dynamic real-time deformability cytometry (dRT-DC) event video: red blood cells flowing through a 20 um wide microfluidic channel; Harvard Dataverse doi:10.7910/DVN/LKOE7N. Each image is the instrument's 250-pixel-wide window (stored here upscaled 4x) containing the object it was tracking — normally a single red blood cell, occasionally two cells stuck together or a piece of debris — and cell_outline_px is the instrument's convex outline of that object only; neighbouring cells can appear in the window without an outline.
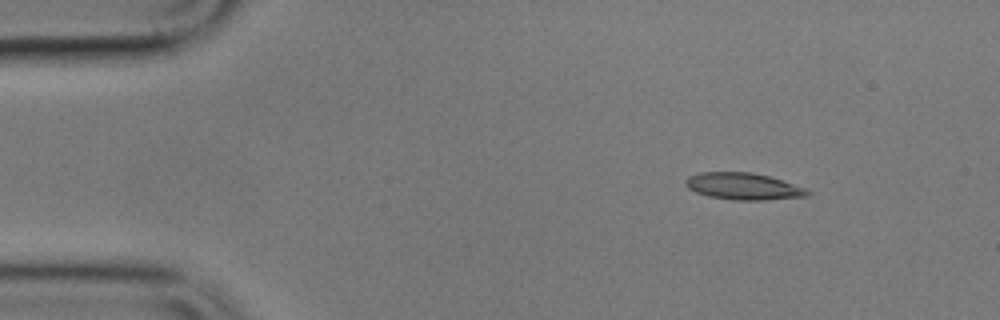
{"species": "common noctule bat (a hibernating species)", "species_latin": "Nyctalus noctula", "temperature_condition": "cold", "stored_images_in_passage": 4, "camera_frame_rate_fps": 3000, "um_per_image_px": 0.085, "animal": {"sex": "male", "body_mass_g": 17.9}, "frame": {"image": 1, "passage_image": 1, "time_ms": 0.0, "image_size_px": [1000, 320], "cell_outline_px": [[812, 192], [808, 196], [764, 200], [736, 200], [708, 196], [696, 192], [688, 188], [684, 184], [684, 180], [688, 176], [700, 172], [752, 172], [768, 176], [804, 188]], "centroid_in_image_um": [63.14, 15.83], "position_along_channel_um": 21.9, "area_um2": 18.96}}
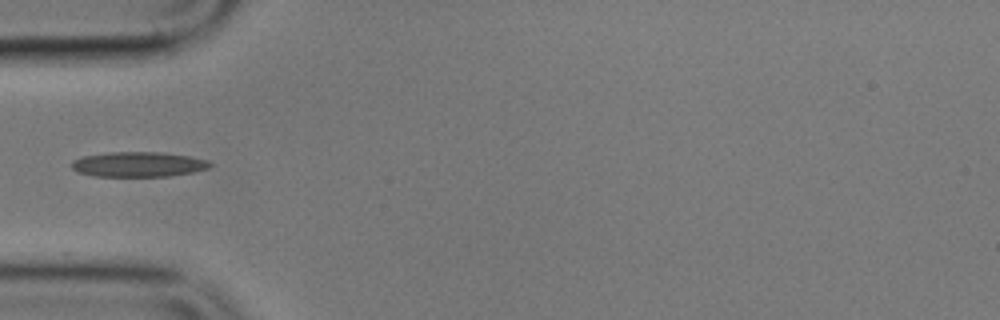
{"frame": {"image": 2, "passage_image": 4, "time_ms": 3.667, "image_size_px": [1000, 320], "cell_outline_px": [[212, 164], [208, 168], [192, 172], [168, 176], [96, 176], [80, 172], [72, 168], [72, 160], [80, 156], [108, 152], [160, 152], [188, 156], [208, 160]], "centroid_in_image_um": [11.74, 13.96], "position_along_channel_um": 73.3, "area_um2": 20.06}}